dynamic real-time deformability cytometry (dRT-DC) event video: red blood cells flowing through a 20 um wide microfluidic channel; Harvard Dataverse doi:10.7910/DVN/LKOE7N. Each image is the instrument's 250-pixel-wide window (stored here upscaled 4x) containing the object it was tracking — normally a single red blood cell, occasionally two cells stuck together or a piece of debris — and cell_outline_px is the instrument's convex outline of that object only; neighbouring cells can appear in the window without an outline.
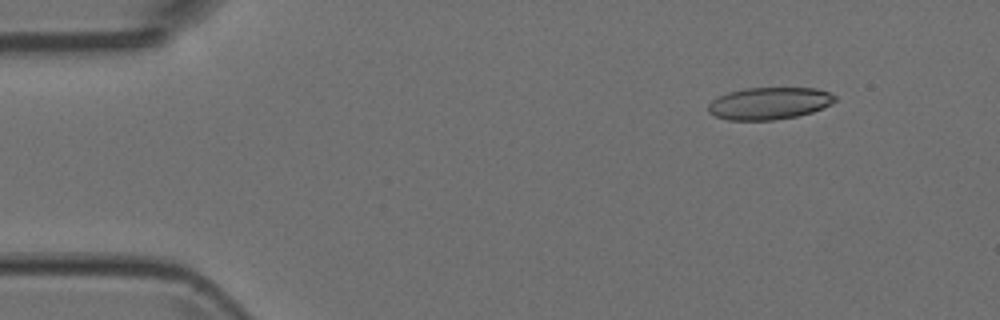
{"species": "Egyptian fruit bat (a non-hibernating species)", "species_latin": "Rousettus aegyptiacus", "temperature_condition": "room temperature", "stored_images_in_passage": 5, "camera_frame_rate_fps": 3000, "um_per_image_px": 0.085, "animal": {"sex": "female"}, "frame": {"image": 1, "passage_image": 2, "time_ms": 0.333, "image_size_px": [1000, 320], "cell_outline_px": [[836, 100], [832, 104], [812, 112], [796, 116], [772, 120], [728, 120], [716, 116], [708, 112], [708, 104], [712, 100], [728, 92], [744, 88], [816, 88], [828, 92], [836, 96]], "centroid_in_image_um": [65.38, 8.78], "position_along_channel_um": 19.6, "area_um2": 23.7}}